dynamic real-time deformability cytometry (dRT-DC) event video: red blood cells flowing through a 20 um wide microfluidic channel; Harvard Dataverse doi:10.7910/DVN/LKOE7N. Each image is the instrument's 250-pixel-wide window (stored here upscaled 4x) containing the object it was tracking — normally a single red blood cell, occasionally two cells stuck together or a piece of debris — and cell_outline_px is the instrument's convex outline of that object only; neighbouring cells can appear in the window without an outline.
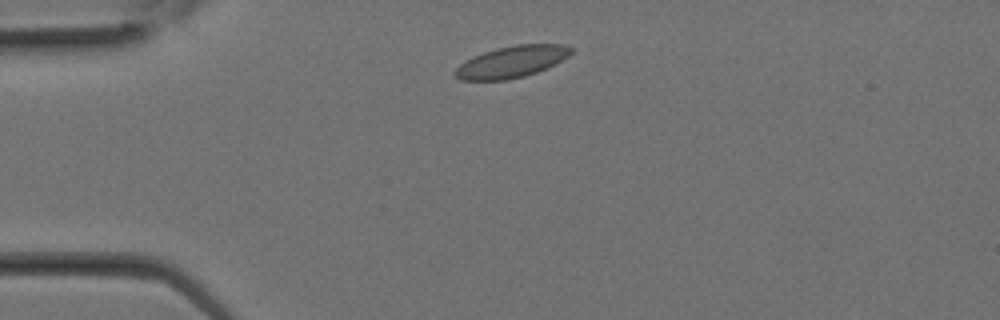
{"species": "Egyptian fruit bat (a non-hibernating species)", "species_latin": "Rousettus aegyptiacus", "temperature_condition": "room temperature", "stored_images_in_passage": 6, "camera_frame_rate_fps": 3000, "um_per_image_px": 0.085, "animal": {"sex": "female"}, "frame": {"image": 1, "passage_image": 1, "time_ms": 0.0, "image_size_px": [1000, 320], "cell_outline_px": [[572, 52], [568, 56], [548, 68], [524, 76], [504, 80], [460, 80], [452, 76], [452, 72], [460, 64], [472, 56], [496, 48], [516, 44], [564, 44], [572, 48]], "centroid_in_image_um": [43.45, 5.25], "position_along_channel_um": 41.5, "area_um2": 21.5}}
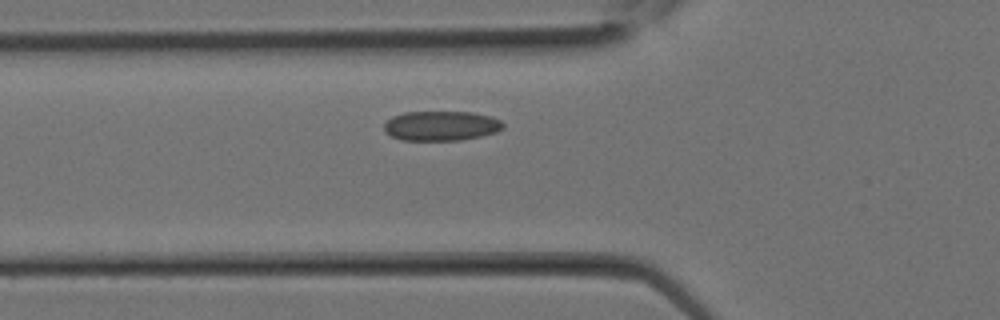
{"frame": {"image": 2, "passage_image": 4, "time_ms": 1.0, "image_size_px": [1000, 320], "cell_outline_px": [[504, 128], [496, 132], [480, 136], [460, 140], [400, 140], [384, 132], [384, 124], [392, 116], [404, 112], [472, 112], [488, 116], [500, 120], [504, 124]], "centroid_in_image_um": [37.47, 10.69], "position_along_channel_um": 88.3, "area_um2": 20.58}}
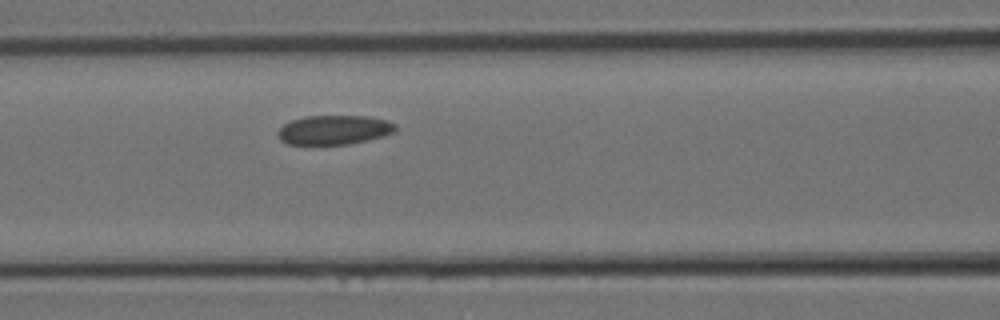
{"frame": {"image": 3, "passage_image": 6, "time_ms": 1.667, "image_size_px": [1000, 320], "cell_outline_px": [[396, 132], [384, 136], [368, 140], [348, 144], [288, 144], [280, 140], [276, 132], [284, 124], [292, 120], [304, 116], [368, 116], [388, 120], [396, 124]], "centroid_in_image_um": [28.42, 11.03], "position_along_channel_um": 138.2, "area_um2": 20.23}}